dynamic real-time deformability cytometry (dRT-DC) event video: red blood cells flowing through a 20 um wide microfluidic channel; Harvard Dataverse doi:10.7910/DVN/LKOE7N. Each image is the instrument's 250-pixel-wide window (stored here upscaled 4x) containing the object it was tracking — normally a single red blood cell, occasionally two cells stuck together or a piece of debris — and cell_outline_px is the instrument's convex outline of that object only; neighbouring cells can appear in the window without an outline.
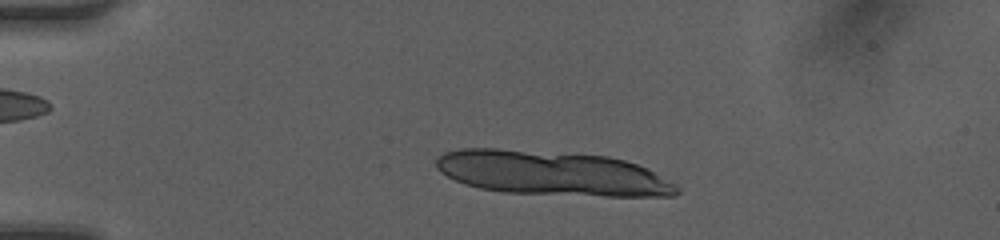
{"species": "human", "species_latin": "Homo sapiens", "temperature_condition": "room temperature", "stored_images_in_passage": 12, "camera_frame_rate_fps": 3000, "um_per_image_px": 0.085, "donor": {"sex": "female"}, "frame": {"image": 1, "passage_image": 7, "time_ms": 2.0, "image_size_px": [1000, 240], "cell_outline_px": [[680, 192], [676, 196], [604, 196], [504, 192], [480, 188], [464, 184], [440, 172], [436, 168], [436, 160], [444, 152], [460, 148], [496, 148], [608, 156], [624, 160], [636, 164], [676, 184], [680, 188]], "centroid_in_image_um": [46.9, 14.73], "position_along_channel_um": 38.1, "area_um2": 62.14}}